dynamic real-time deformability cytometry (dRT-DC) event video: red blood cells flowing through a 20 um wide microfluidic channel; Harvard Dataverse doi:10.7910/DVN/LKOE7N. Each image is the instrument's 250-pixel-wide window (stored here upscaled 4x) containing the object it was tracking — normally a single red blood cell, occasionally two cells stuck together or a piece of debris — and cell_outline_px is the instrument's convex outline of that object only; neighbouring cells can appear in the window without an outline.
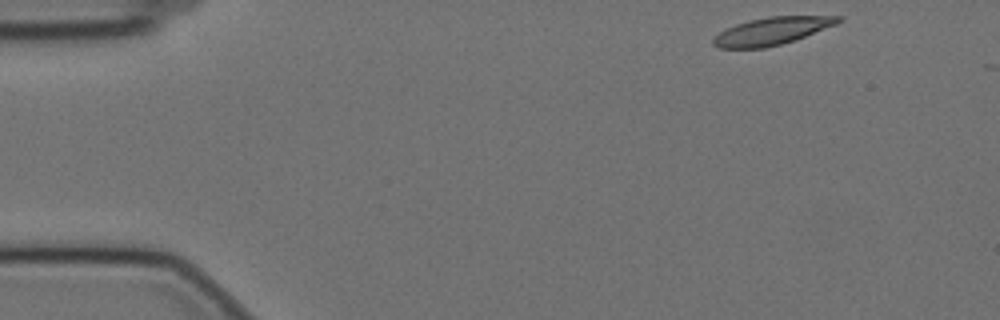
{"species": "Egyptian fruit bat (a non-hibernating species)", "species_latin": "Rousettus aegyptiacus", "temperature_condition": "cold", "stored_images_in_passage": 8, "camera_frame_rate_fps": 3000, "um_per_image_px": 0.085, "animal": {"sex": "female"}, "frame": {"image": 1, "passage_image": 1, "time_ms": 0.0, "image_size_px": [1000, 320], "cell_outline_px": [[844, 20], [836, 24], [796, 40], [764, 48], [716, 48], [712, 44], [712, 40], [720, 32], [736, 24], [748, 20], [768, 16], [844, 16]], "centroid_in_image_um": [65.63, 2.63], "position_along_channel_um": 19.4, "area_um2": 20.06}}